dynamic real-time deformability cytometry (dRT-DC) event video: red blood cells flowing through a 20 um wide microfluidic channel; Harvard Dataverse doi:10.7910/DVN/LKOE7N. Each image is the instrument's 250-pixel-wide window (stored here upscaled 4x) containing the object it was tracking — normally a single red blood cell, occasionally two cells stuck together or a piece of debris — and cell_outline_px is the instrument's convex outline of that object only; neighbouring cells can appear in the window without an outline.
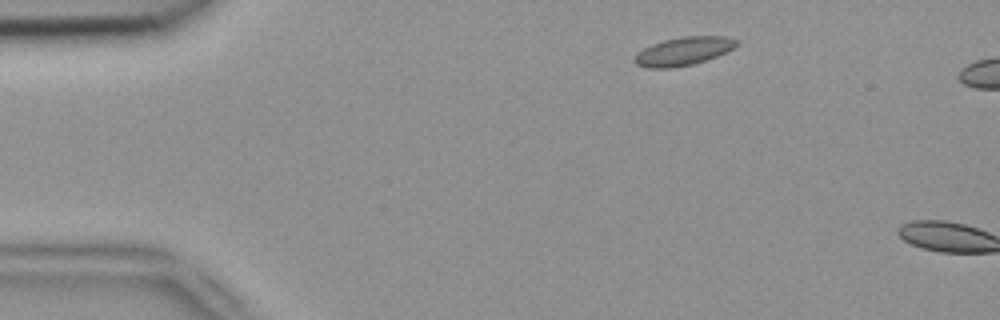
{"species": "common noctule bat (a hibernating species)", "species_latin": "Nyctalus noctula", "temperature_condition": "room temperature", "stored_images_in_passage": 2, "camera_frame_rate_fps": 3000, "um_per_image_px": 0.085, "animal": {"sex": "female", "body_mass_g": 18.4}, "frame": {"image": 1, "passage_image": 1, "time_ms": 0.0, "image_size_px": [1000, 320], "cell_outline_px": [[736, 44], [732, 48], [716, 56], [692, 64], [672, 68], [648, 68], [636, 64], [632, 60], [636, 52], [652, 44], [664, 40], [684, 36], [724, 36], [736, 40]], "centroid_in_image_um": [58.0, 4.36], "position_along_channel_um": 27.0, "area_um2": 16.59}}